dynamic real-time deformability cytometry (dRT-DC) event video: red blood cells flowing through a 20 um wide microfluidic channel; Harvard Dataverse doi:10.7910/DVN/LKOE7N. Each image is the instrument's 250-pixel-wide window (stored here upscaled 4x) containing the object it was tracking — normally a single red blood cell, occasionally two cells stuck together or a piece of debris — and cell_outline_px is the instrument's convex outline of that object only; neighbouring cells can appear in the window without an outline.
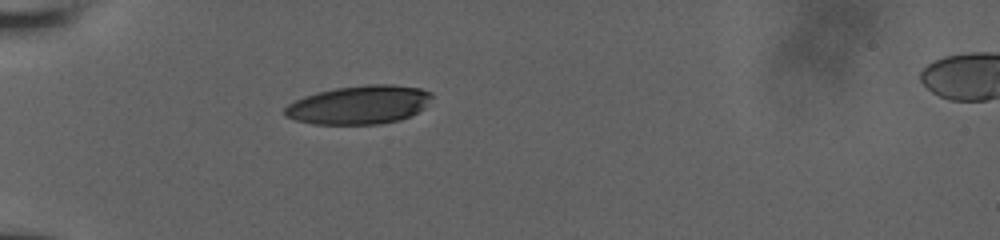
{"species": "human", "species_latin": "Homo sapiens", "temperature_condition": "room temperature", "stored_images_in_passage": 38, "camera_frame_rate_fps": 3000, "um_per_image_px": 0.085, "donor": {"sex": "male"}, "frame": {"image": 1, "passage_image": 1, "time_ms": 0.0, "image_size_px": [1000, 240], "cell_outline_px": [[432, 96], [424, 108], [400, 120], [380, 124], [312, 124], [296, 120], [284, 116], [284, 108], [288, 104], [304, 96], [316, 92], [336, 88], [368, 84], [392, 84], [420, 88], [432, 92]], "centroid_in_image_um": [30.51, 8.91], "position_along_channel_um": 54.5, "area_um2": 33.12}}
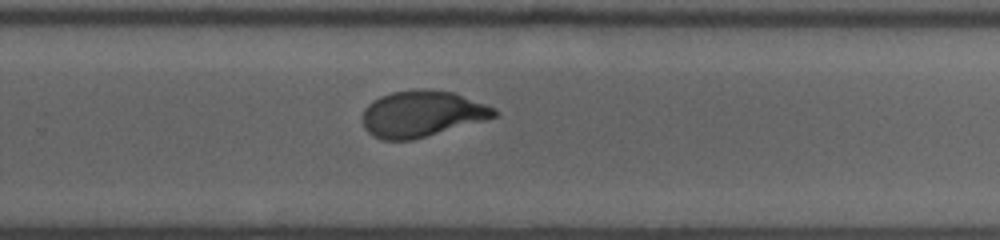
{"frame": {"image": 2, "passage_image": 21, "time_ms": 6.667, "image_size_px": [1000, 240], "cell_outline_px": [[500, 112], [496, 116], [484, 120], [412, 140], [384, 140], [372, 136], [364, 128], [364, 108], [372, 100], [380, 96], [392, 92], [416, 88], [428, 88], [452, 92], [496, 108]], "centroid_in_image_um": [35.85, 9.66], "position_along_channel_um": 294.0, "area_um2": 35.43}}
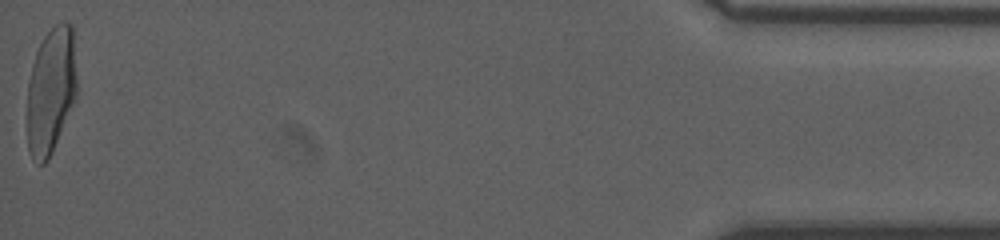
{"frame": {"image": 3, "passage_image": 38, "time_ms": 12.333, "image_size_px": [1000, 240], "cell_outline_px": [[76, 96], [52, 152], [48, 160], [44, 164], [36, 164], [32, 160], [28, 148], [28, 84], [32, 64], [36, 52], [44, 36], [56, 24], [72, 24], [76, 80]], "centroid_in_image_um": [4.31, 7.74], "position_along_channel_um": 430.9, "area_um2": 36.07}, "authors_computed_cell_mechanics": {"area_um2": 35.8938, "velocity_mm_per_s": 3.9172, "shape_relaxation_time_tau1_ms": 7.6238, "shape_relaxation_time_tau2_ms": 0.8415, "deformation_change_tau1": 0.296, "deformation_change_tau2": 0.0614}}